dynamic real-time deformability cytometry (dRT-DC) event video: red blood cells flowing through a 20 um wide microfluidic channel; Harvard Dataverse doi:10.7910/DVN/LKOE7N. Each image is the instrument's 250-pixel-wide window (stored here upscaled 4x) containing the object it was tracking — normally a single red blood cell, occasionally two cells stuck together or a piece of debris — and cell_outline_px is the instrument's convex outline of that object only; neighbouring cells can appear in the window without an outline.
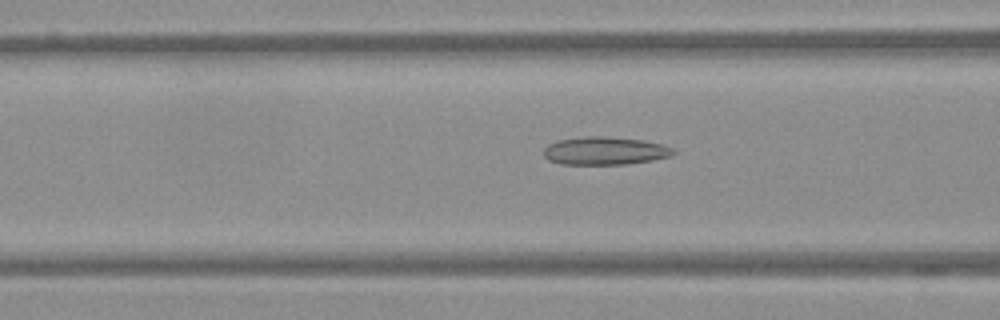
{"species": "Egyptian fruit bat (a non-hibernating species)", "species_latin": "Rousettus aegyptiacus", "temperature_condition": "warm", "stored_images_in_passage": 12, "camera_frame_rate_fps": 3000, "um_per_image_px": 0.085, "frame": {"image": 1, "passage_image": 9, "time_ms": 2.667, "image_size_px": [1000, 320], "cell_outline_px": [[676, 152], [672, 156], [652, 160], [628, 164], [560, 164], [548, 160], [544, 156], [544, 148], [548, 144], [560, 140], [588, 136], [604, 136], [644, 140], [664, 144], [672, 148]], "centroid_in_image_um": [51.44, 12.82], "position_along_channel_um": 115.2, "area_um2": 21.21}}